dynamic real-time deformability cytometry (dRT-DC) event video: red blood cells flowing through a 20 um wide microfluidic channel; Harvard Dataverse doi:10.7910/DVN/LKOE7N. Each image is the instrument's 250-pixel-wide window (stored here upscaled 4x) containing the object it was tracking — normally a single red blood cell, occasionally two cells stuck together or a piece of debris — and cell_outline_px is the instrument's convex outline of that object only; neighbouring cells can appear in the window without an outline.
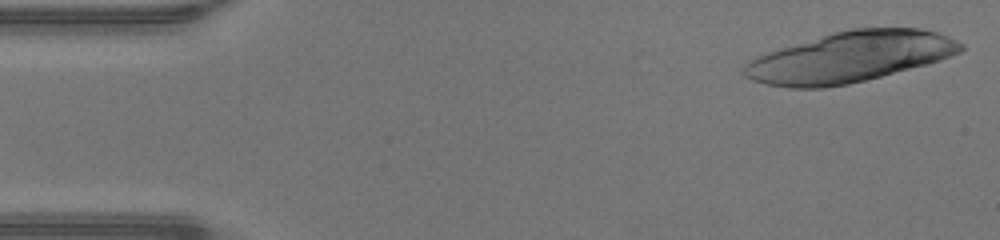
{"species": "human", "species_latin": "Homo sapiens", "temperature_condition": "warm", "stored_images_in_passage": 16, "camera_frame_rate_fps": 3000, "um_per_image_px": 0.085, "donor": {"sex": "male"}, "frame": {"image": 1, "passage_image": 1, "time_ms": 0.0, "image_size_px": [1000, 240], "cell_outline_px": [[964, 48], [960, 52], [940, 60], [928, 64], [848, 84], [824, 88], [788, 88], [768, 84], [752, 80], [744, 76], [740, 72], [744, 64], [748, 60], [756, 56], [780, 48], [832, 32], [852, 28], [920, 28], [936, 32], [948, 36], [964, 44]], "centroid_in_image_um": [72.22, 4.85], "position_along_channel_um": 12.8, "area_um2": 63.75}}